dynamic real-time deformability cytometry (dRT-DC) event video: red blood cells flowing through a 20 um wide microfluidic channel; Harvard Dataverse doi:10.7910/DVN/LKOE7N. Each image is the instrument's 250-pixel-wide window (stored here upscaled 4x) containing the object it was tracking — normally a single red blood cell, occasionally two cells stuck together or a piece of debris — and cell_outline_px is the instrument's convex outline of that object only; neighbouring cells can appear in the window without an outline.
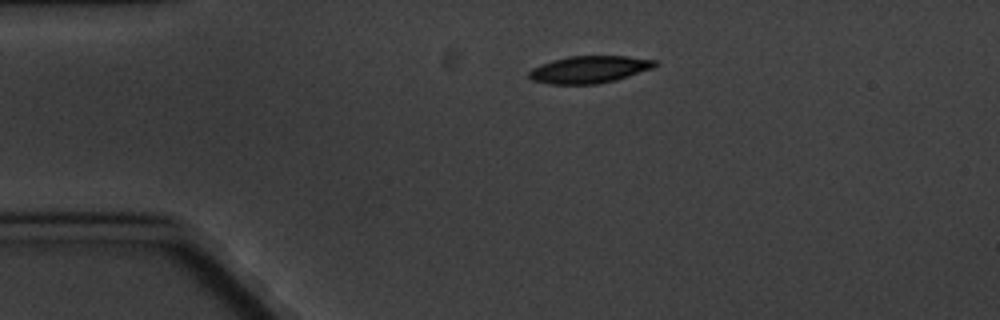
{"species": "common noctule bat (a hibernating species)", "species_latin": "Nyctalus noctula", "temperature_condition": "cold", "stored_images_in_passage": 3, "camera_frame_rate_fps": 3000, "um_per_image_px": 0.085, "animal": {"sex": "male", "body_mass_g": 20.1, "forearm_length_mm": 53.5}, "frame": {"image": 1, "passage_image": 1, "time_ms": 0.0, "image_size_px": [1000, 320], "cell_outline_px": [[656, 64], [652, 68], [616, 80], [596, 84], [548, 84], [532, 80], [528, 76], [528, 72], [532, 68], [552, 60], [568, 56], [628, 56], [656, 60]], "centroid_in_image_um": [50.06, 5.9], "position_along_channel_um": 34.9, "area_um2": 19.88}}
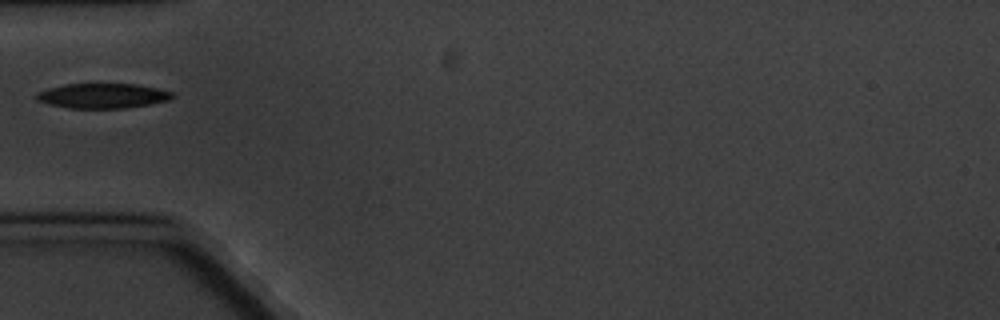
{"frame": {"image": 2, "passage_image": 3, "time_ms": 2.333, "image_size_px": [1000, 320], "cell_outline_px": [[176, 96], [168, 100], [128, 108], [68, 108], [48, 104], [36, 100], [36, 92], [48, 88], [64, 84], [136, 84], [156, 88], [172, 92]], "centroid_in_image_um": [8.69, 8.14], "position_along_channel_um": 76.3, "area_um2": 19.71}}